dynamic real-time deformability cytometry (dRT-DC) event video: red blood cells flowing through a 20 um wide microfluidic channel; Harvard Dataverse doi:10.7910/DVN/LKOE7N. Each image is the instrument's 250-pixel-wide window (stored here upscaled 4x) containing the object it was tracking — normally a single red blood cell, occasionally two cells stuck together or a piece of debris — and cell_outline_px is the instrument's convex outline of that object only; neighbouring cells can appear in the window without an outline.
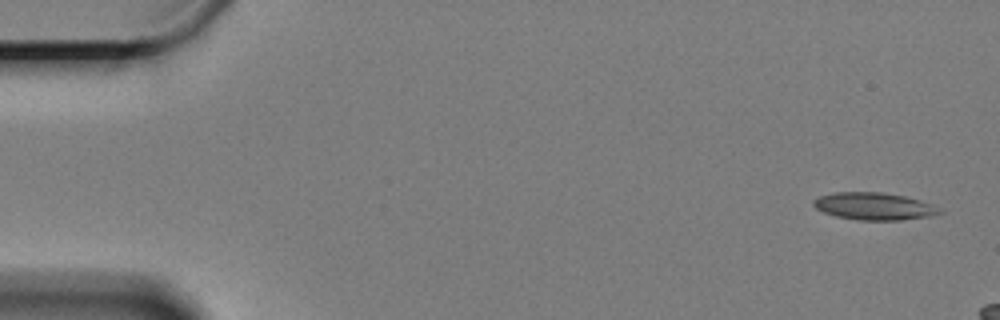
{"species": "Egyptian fruit bat (a non-hibernating species)", "species_latin": "Rousettus aegyptiacus", "temperature_condition": "cold", "stored_images_in_passage": 10, "camera_frame_rate_fps": 3000, "um_per_image_px": 0.085, "animal": {"sex": "female"}, "frame": {"image": 1, "passage_image": 1, "time_ms": 0.0, "image_size_px": [1000, 320], "cell_outline_px": [[944, 212], [932, 216], [900, 220], [856, 220], [836, 216], [824, 212], [816, 208], [812, 204], [812, 200], [820, 196], [836, 192], [880, 192], [904, 196], [920, 200], [940, 208]], "centroid_in_image_um": [74.3, 17.53], "position_along_channel_um": 10.7, "area_um2": 20.06}}